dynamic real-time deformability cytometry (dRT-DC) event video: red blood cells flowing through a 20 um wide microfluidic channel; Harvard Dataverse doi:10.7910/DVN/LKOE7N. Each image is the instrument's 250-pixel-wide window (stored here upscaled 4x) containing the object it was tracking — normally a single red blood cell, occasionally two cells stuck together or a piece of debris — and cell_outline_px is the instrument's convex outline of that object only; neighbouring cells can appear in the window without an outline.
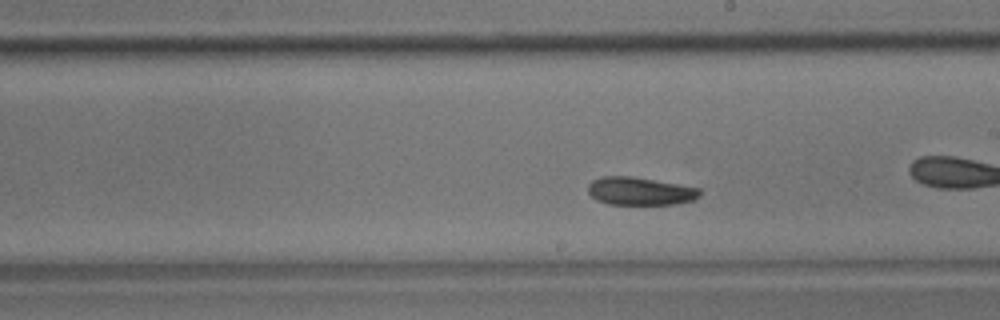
{"species": "common noctule bat (a hibernating species)", "species_latin": "Nyctalus noctula", "temperature_condition": "room temperature", "stored_images_in_passage": 32, "camera_frame_rate_fps": 3000, "um_per_image_px": 0.085, "animal": {"sex": "male", "body_mass_g": 17.9}, "frame": {"image": 1, "passage_image": 15, "time_ms": 4.667, "image_size_px": [1000, 320], "cell_outline_px": [[700, 196], [696, 200], [676, 204], [608, 204], [596, 200], [588, 192], [588, 184], [592, 180], [600, 176], [628, 176], [700, 188]], "centroid_in_image_um": [54.39, 16.25], "position_along_channel_um": 234.6, "area_um2": 18.15}, "authors_computed_cell_mechanics": {"area_um2": 18.8717, "velocity_mm_per_s": 3.5542, "shape_relaxation_time_tau1_ms": 2.237, "shape_relaxation_time_tau2_ms": 9.5623, "deformation_change_tau1": 0.0944, "deformation_change_tau2": 0.0975}}